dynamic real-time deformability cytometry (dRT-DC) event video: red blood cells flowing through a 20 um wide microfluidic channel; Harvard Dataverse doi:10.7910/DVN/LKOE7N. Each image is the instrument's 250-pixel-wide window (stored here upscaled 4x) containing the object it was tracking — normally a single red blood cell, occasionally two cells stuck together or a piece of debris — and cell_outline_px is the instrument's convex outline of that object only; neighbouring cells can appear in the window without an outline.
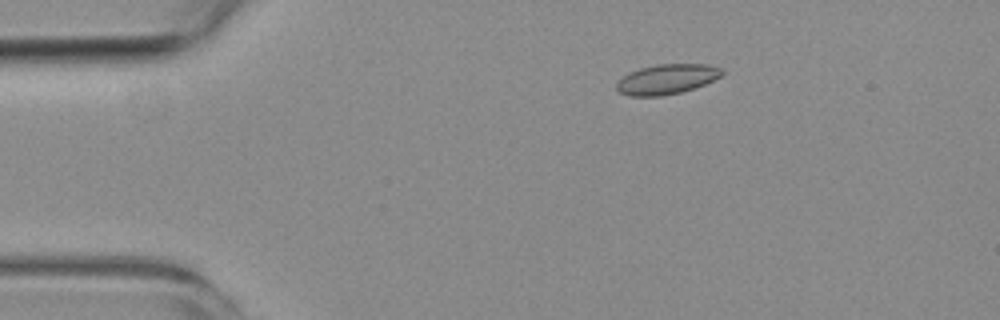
{"species": "common noctule bat (a hibernating species)", "species_latin": "Nyctalus noctula", "temperature_condition": "room temperature", "stored_images_in_passage": 6, "camera_frame_rate_fps": 3000, "um_per_image_px": 0.085, "animal": {"sex": "female", "body_mass_g": 19.3, "forearm_length_mm": 54.1}, "frame": {"image": 1, "passage_image": 2, "time_ms": 1.0, "image_size_px": [1000, 320], "cell_outline_px": [[724, 72], [720, 76], [704, 84], [680, 92], [660, 96], [628, 96], [620, 92], [616, 88], [616, 84], [628, 72], [640, 68], [656, 64], [708, 64], [724, 68]], "centroid_in_image_um": [56.68, 6.72], "position_along_channel_um": 28.3, "area_um2": 18.32}}
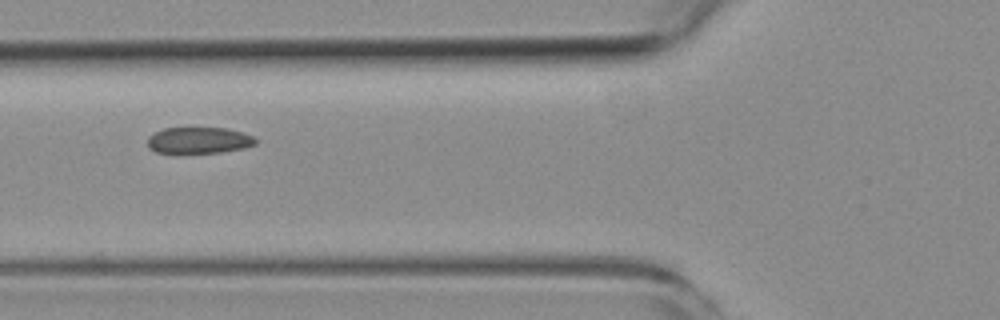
{"frame": {"image": 2, "passage_image": 5, "time_ms": 4.667, "image_size_px": [1000, 320], "cell_outline_px": [[256, 144], [244, 148], [220, 152], [156, 152], [148, 148], [148, 136], [164, 128], [228, 128], [252, 136], [256, 140]], "centroid_in_image_um": [16.89, 11.92], "position_along_channel_um": 108.9, "area_um2": 16.3}}
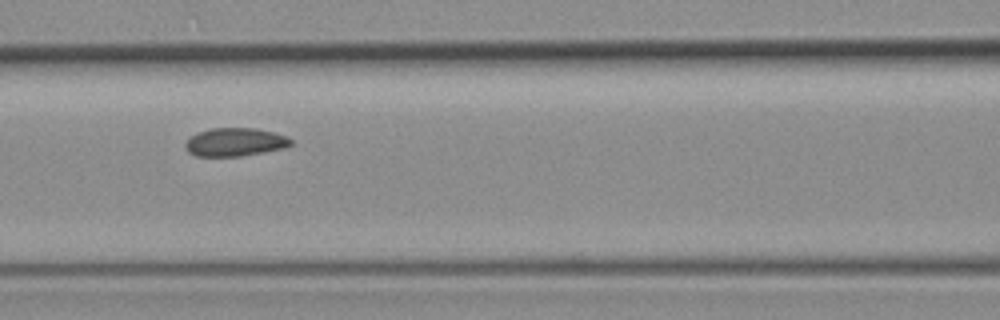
{"frame": {"image": 3, "passage_image": 6, "time_ms": 5.667, "image_size_px": [1000, 320], "cell_outline_px": [[292, 144], [284, 148], [264, 152], [240, 156], [196, 156], [188, 152], [184, 148], [184, 144], [196, 132], [212, 128], [256, 128], [288, 136], [292, 140]], "centroid_in_image_um": [19.97, 12.07], "position_along_channel_um": 146.6, "area_um2": 17.46}}